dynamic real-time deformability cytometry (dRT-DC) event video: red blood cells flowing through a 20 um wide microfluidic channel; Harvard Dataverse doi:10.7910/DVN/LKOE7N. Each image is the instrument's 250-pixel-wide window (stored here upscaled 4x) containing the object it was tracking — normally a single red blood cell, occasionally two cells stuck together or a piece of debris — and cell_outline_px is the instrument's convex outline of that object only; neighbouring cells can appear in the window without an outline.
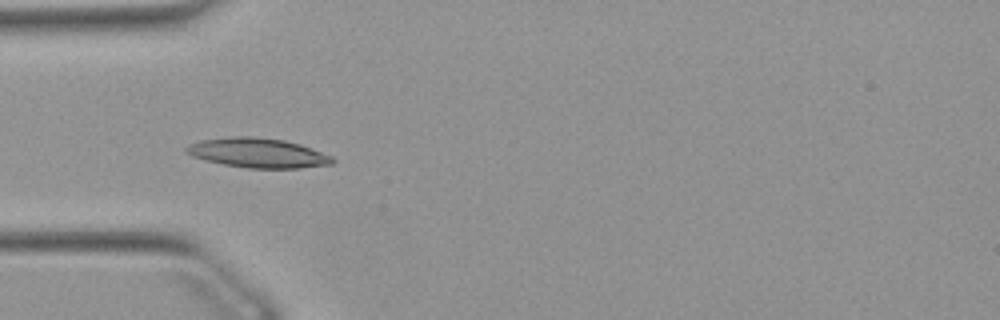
{"species": "Egyptian fruit bat (a non-hibernating species)", "species_latin": "Rousettus aegyptiacus", "temperature_condition": "warm", "stored_images_in_passage": 51, "camera_frame_rate_fps": 3000, "um_per_image_px": 0.085, "animal": {"sex": "female"}, "frame": {"image": 1, "passage_image": 15, "time_ms": 4.667, "image_size_px": [1000, 320], "cell_outline_px": [[336, 160], [332, 164], [300, 168], [248, 168], [224, 164], [204, 160], [192, 156], [184, 152], [184, 148], [188, 144], [200, 140], [232, 136], [252, 136], [284, 140], [300, 144], [332, 156]], "centroid_in_image_um": [21.89, 12.99], "position_along_channel_um": 63.1, "area_um2": 25.32}}
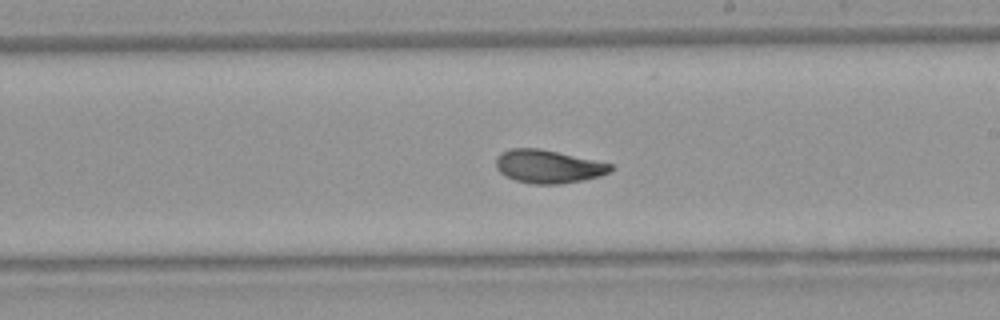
{"frame": {"image": 2, "passage_image": 29, "time_ms": 9.333, "image_size_px": [1000, 320], "cell_outline_px": [[612, 168], [608, 172], [600, 176], [584, 180], [560, 184], [532, 184], [516, 180], [504, 176], [496, 168], [496, 156], [500, 152], [508, 148], [540, 148], [612, 164]], "centroid_in_image_um": [46.54, 14.15], "position_along_channel_um": 242.5, "area_um2": 22.25}}
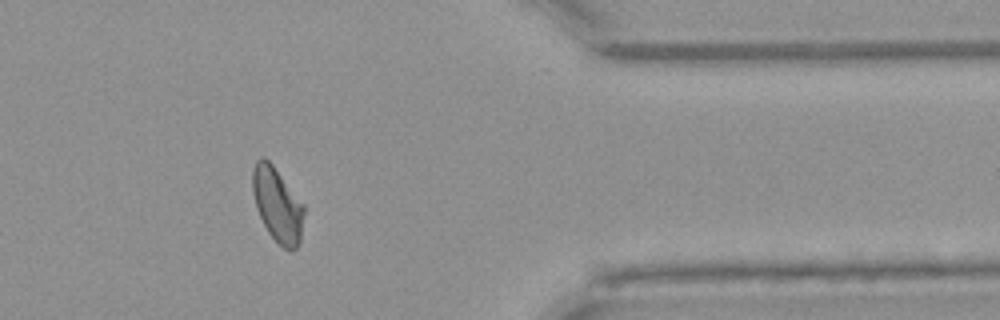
{"frame": {"image": 3, "passage_image": 42, "time_ms": 13.667, "image_size_px": [1000, 320], "cell_outline_px": [[304, 212], [300, 244], [292, 252], [284, 248], [268, 232], [256, 208], [252, 192], [252, 168], [256, 160], [260, 156], [264, 156], [272, 164], [304, 204]], "centroid_in_image_um": [23.57, 17.39], "position_along_channel_um": 387.8, "area_um2": 22.37}, "authors_computed_cell_mechanics": {"area_um2": 22.4842, "velocity_mm_per_s": 3.8657, "shape_relaxation_time_tau1_ms": 4.6698, "shape_relaxation_time_tau2_ms": 2.1805, "deformation_change_tau1": 0.1685, "deformation_change_tau2": 0.055}}